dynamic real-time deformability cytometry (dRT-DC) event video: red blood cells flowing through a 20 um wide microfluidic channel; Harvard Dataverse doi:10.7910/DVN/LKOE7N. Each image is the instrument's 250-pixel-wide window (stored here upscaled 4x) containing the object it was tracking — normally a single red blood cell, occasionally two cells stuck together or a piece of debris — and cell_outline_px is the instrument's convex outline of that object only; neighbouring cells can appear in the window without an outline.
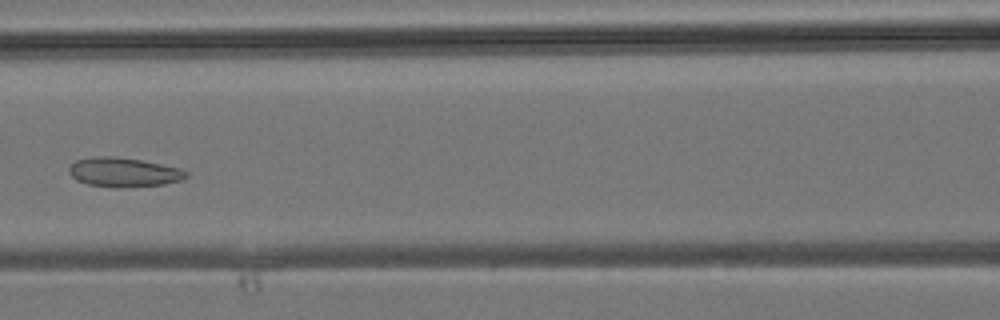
{"species": "common noctule bat (a hibernating species)", "species_latin": "Nyctalus noctula", "temperature_condition": "room temperature", "stored_images_in_passage": 42, "camera_frame_rate_fps": 3000, "um_per_image_px": 0.085, "animal": {"sex": "male", "body_mass_g": 19.2, "forearm_length_mm": 51.8}, "frame": {"image": 1, "passage_image": 19, "time_ms": 6.0, "image_size_px": [1000, 320], "cell_outline_px": [[188, 176], [180, 180], [164, 184], [116, 188], [88, 184], [76, 180], [68, 172], [68, 168], [76, 160], [92, 156], [112, 156], [140, 160], [180, 168], [188, 172]], "centroid_in_image_um": [10.48, 14.64], "position_along_channel_um": 156.1, "area_um2": 19.94}}
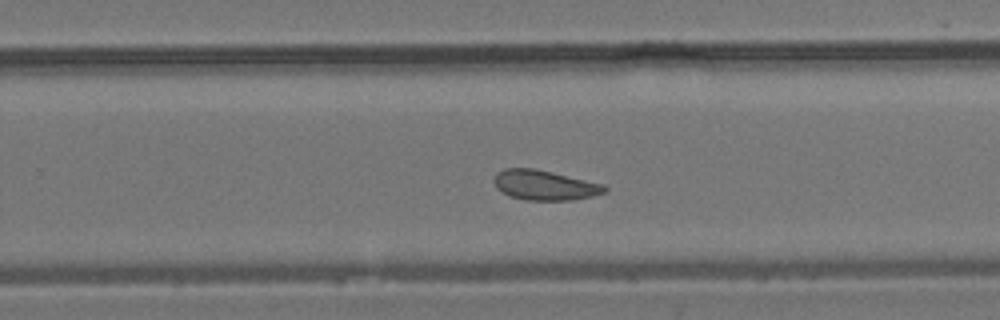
{"frame": {"image": 2, "passage_image": 27, "time_ms": 8.667, "image_size_px": [1000, 320], "cell_outline_px": [[608, 192], [576, 200], [524, 200], [512, 196], [496, 188], [496, 172], [504, 168], [536, 168], [604, 184], [608, 188]], "centroid_in_image_um": [46.36, 15.74], "position_along_channel_um": 283.4, "area_um2": 19.31}}
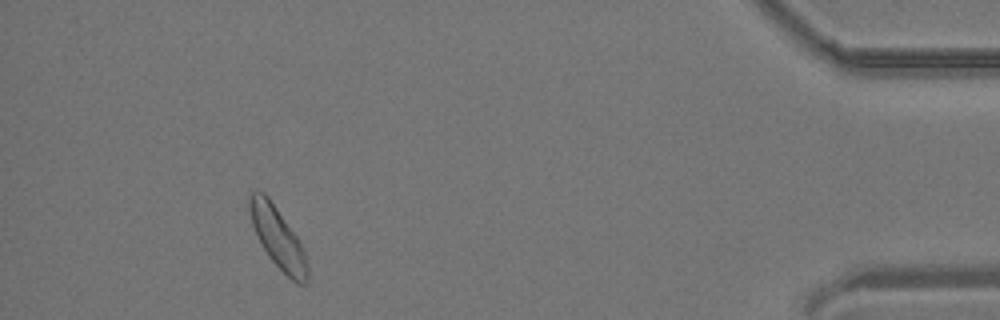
{"frame": {"image": 3, "passage_image": 39, "time_ms": 12.667, "image_size_px": [1000, 320], "cell_outline_px": [[308, 280], [304, 284], [296, 284], [268, 256], [252, 224], [248, 208], [248, 196], [252, 192], [264, 192], [268, 196], [296, 236], [304, 252], [308, 268]], "centroid_in_image_um": [23.6, 20.2], "position_along_channel_um": 411.6, "area_um2": 20.0}}